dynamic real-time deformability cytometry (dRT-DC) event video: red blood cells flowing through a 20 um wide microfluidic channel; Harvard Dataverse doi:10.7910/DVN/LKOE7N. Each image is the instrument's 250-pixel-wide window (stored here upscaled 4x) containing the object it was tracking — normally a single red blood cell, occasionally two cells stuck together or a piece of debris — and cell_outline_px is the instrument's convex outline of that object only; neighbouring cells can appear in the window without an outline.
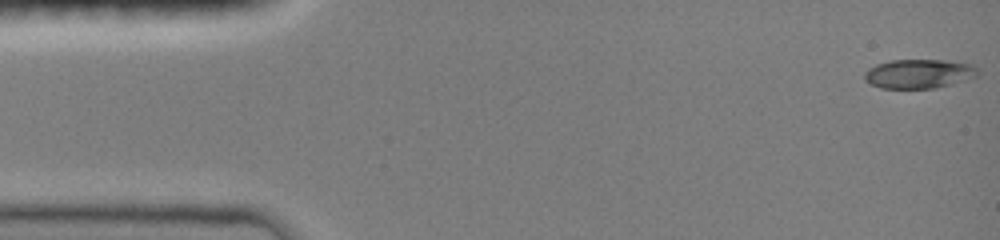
{"species": "common noctule bat (a hibernating species)", "species_latin": "Nyctalus noctula", "temperature_condition": "room temperature", "stored_images_in_passage": 47, "camera_frame_rate_fps": 3000, "um_per_image_px": 0.085, "animal": {"sex": "female", "body_mass_g": 19.0, "forearm_length_mm": 51.5}, "frame": {"image": 1, "passage_image": 1, "time_ms": 0.0, "image_size_px": [1000, 240], "cell_outline_px": [[980, 72], [976, 76], [936, 88], [880, 88], [864, 80], [864, 72], [868, 68], [876, 64], [892, 60], [944, 60], [972, 64]], "centroid_in_image_um": [78.07, 6.26], "position_along_channel_um": 6.9, "area_um2": 19.13}}
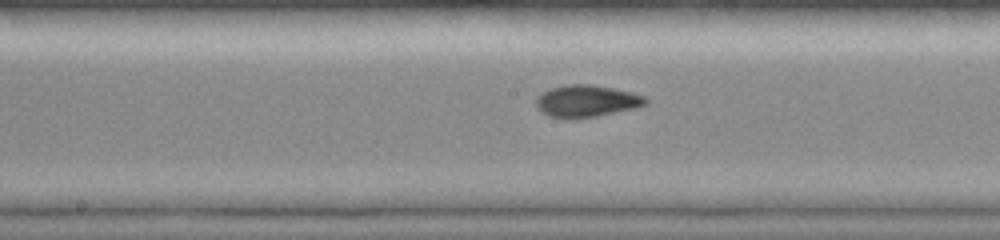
{"frame": {"image": 2, "passage_image": 24, "time_ms": 7.667, "image_size_px": [1000, 240], "cell_outline_px": [[648, 104], [632, 108], [596, 116], [572, 120], [548, 116], [540, 112], [536, 108], [536, 96], [548, 88], [568, 84], [592, 84], [632, 92], [644, 96], [648, 100]], "centroid_in_image_um": [49.78, 8.59], "position_along_channel_um": 198.4, "area_um2": 20.69}}
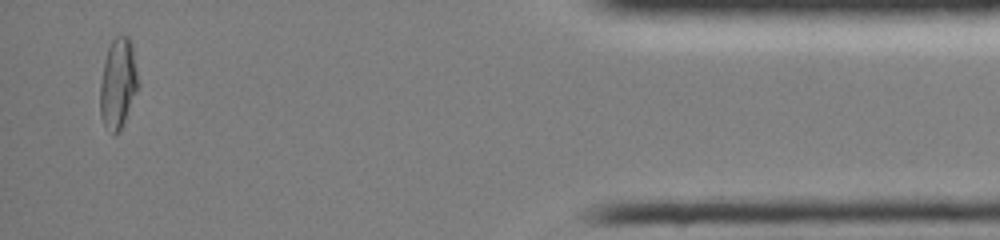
{"frame": {"image": 3, "passage_image": 45, "time_ms": 14.667, "image_size_px": [1000, 240], "cell_outline_px": [[140, 84], [124, 120], [120, 128], [112, 136], [104, 124], [100, 116], [100, 84], [104, 60], [108, 48], [112, 40], [116, 36], [128, 36], [132, 40]], "centroid_in_image_um": [10.04, 7.04], "position_along_channel_um": 425.2, "area_um2": 20.17}, "authors_computed_cell_mechanics": {"area_um2": 19.363, "velocity_mm_per_s": 4.0764, "shape_relaxation_time_tau1_ms": null, "shape_relaxation_time_tau2_ms": 0.8495, "deformation_change_tau1": null, "deformation_change_tau2": 0.0399}}